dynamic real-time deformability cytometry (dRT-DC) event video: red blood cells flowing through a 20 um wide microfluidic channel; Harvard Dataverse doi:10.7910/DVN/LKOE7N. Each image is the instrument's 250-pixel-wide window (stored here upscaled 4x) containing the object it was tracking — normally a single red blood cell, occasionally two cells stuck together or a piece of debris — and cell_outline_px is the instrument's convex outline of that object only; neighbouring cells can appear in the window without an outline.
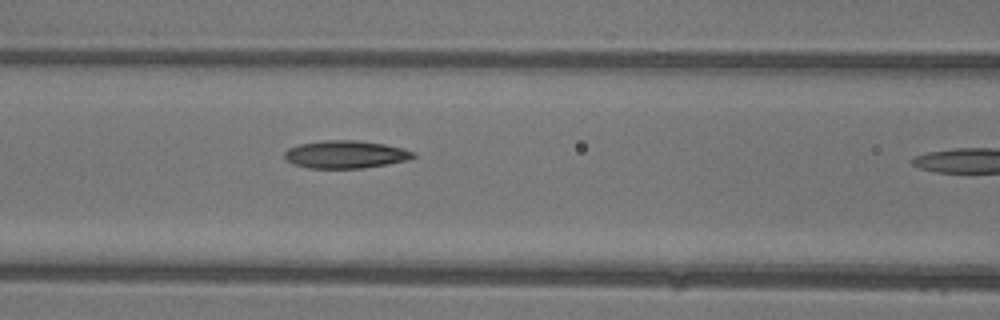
{"species": "common noctule bat (a hibernating species)", "species_latin": "Nyctalus noctula", "temperature_condition": "warm", "stored_images_in_passage": 11, "camera_frame_rate_fps": 3000, "um_per_image_px": 0.085, "animal": {"sex": "female"}, "frame": {"image": 1, "passage_image": 10, "time_ms": 3.0, "image_size_px": [1000, 320], "cell_outline_px": [[416, 156], [408, 160], [388, 164], [360, 168], [308, 168], [292, 164], [284, 160], [284, 152], [288, 148], [300, 144], [320, 140], [356, 140], [384, 144], [404, 148], [416, 152]], "centroid_in_image_um": [29.36, 13.12], "position_along_channel_um": 137.2, "area_um2": 21.04}}